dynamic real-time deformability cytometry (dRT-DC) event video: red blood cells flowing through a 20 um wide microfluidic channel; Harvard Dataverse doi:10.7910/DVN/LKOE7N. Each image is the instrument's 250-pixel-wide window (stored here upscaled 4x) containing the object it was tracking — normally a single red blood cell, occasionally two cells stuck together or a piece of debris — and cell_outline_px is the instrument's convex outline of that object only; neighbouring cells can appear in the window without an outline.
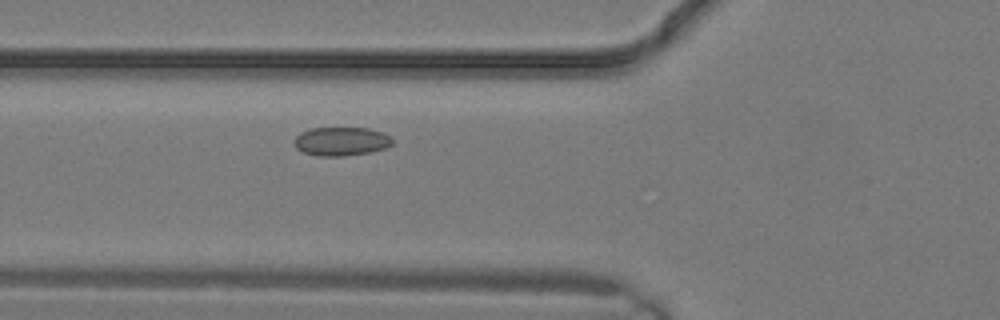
{"species": "common noctule bat (a hibernating species)", "species_latin": "Nyctalus noctula", "temperature_condition": "warm", "stored_images_in_passage": 2, "camera_frame_rate_fps": 3000, "um_per_image_px": 0.085, "animal": {"sex": "male", "body_mass_g": 19.2, "forearm_length_mm": 51.8}, "frame": {"image": 1, "passage_image": 2, "time_ms": 0.333, "image_size_px": [1000, 320], "cell_outline_px": [[392, 144], [384, 148], [368, 152], [344, 156], [320, 156], [304, 152], [296, 148], [296, 136], [300, 132], [312, 128], [368, 128], [384, 132], [392, 140]], "centroid_in_image_um": [29.01, 12.01], "position_along_channel_um": 96.8, "area_um2": 16.18}}